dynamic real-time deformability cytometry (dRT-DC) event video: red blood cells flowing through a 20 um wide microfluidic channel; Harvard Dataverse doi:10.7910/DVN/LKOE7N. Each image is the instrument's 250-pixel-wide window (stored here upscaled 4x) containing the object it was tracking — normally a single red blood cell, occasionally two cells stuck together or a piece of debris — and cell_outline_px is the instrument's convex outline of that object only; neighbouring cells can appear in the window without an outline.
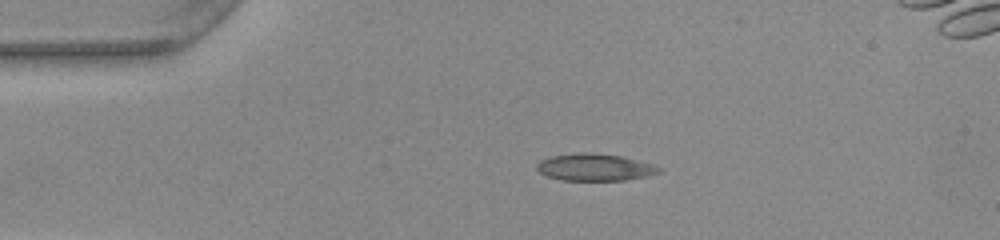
{"species": "common noctule bat (a hibernating species)", "species_latin": "Nyctalus noctula", "temperature_condition": "warm", "stored_images_in_passage": 42, "camera_frame_rate_fps": 3000, "um_per_image_px": 0.085, "animal": {"sex": "female", "body_mass_g": 22.0, "forearm_length_mm": 56.7}, "frame": {"image": 1, "passage_image": 1, "time_ms": 0.0, "image_size_px": [1000, 240], "cell_outline_px": [[660, 172], [648, 176], [624, 180], [560, 180], [548, 176], [540, 172], [536, 168], [536, 164], [540, 160], [552, 156], [576, 152], [592, 152], [620, 156], [652, 164], [660, 168]], "centroid_in_image_um": [50.52, 14.21], "position_along_channel_um": 34.5, "area_um2": 19.19}}
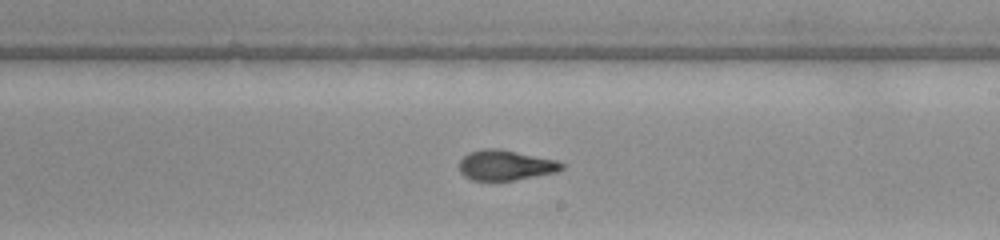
{"frame": {"image": 2, "passage_image": 20, "time_ms": 6.333, "image_size_px": [1000, 240], "cell_outline_px": [[564, 168], [556, 172], [512, 180], [472, 180], [464, 176], [460, 172], [460, 160], [468, 152], [484, 148], [496, 148], [556, 160], [564, 164]], "centroid_in_image_um": [42.94, 14.04], "position_along_channel_um": 246.1, "area_um2": 17.8}}
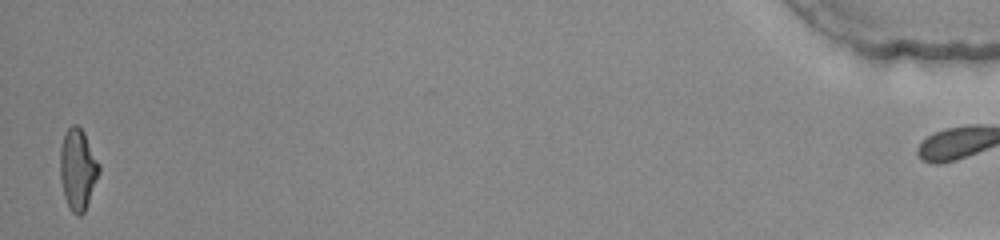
{"frame": {"image": 3, "passage_image": 41, "time_ms": 13.333, "image_size_px": [1000, 240], "cell_outline_px": [[100, 172], [84, 212], [80, 216], [76, 216], [68, 208], [64, 196], [60, 180], [60, 148], [64, 136], [68, 128], [72, 124], [76, 124], [84, 132], [100, 164]], "centroid_in_image_um": [6.61, 14.41], "position_along_channel_um": 428.6, "area_um2": 18.5}, "authors_computed_cell_mechanics": {"area_um2": 18.4093, "velocity_mm_per_s": 3.9751, "shape_relaxation_time_tau1_ms": null, "shape_relaxation_time_tau2_ms": 1.3307, "deformation_change_tau1": null, "deformation_change_tau2": 0.0719}}